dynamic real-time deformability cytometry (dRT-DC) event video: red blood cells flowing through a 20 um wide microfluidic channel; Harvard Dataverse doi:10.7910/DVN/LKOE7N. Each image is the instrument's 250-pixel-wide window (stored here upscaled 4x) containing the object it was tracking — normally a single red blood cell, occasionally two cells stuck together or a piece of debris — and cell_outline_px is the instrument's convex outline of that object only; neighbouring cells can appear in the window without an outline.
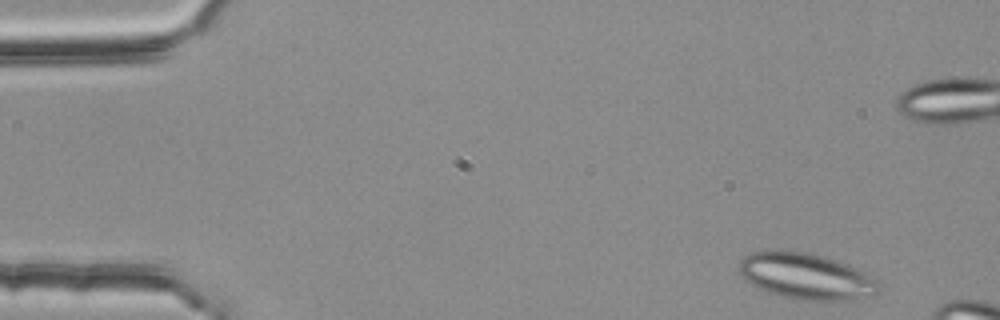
{"species": "common noctule bat (a hibernating species)", "species_latin": "Nyctalus noctula", "temperature_condition": "room temperature", "stored_images_in_passage": 11, "camera_frame_rate_fps": 3000, "um_per_image_px": 0.085, "animal": {"sex": "female", "body_mass_g": 25.1}, "frame": {"image": 1, "passage_image": 2, "time_ms": 0.333, "image_size_px": [1000, 320], "cell_outline_px": [[880, 292], [872, 296], [852, 300], [800, 300], [768, 292], [744, 280], [740, 272], [740, 260], [748, 252], [808, 252], [824, 256], [872, 272], [876, 276]], "centroid_in_image_um": [68.63, 23.49], "position_along_channel_um": 16.4, "area_um2": 37.69}}